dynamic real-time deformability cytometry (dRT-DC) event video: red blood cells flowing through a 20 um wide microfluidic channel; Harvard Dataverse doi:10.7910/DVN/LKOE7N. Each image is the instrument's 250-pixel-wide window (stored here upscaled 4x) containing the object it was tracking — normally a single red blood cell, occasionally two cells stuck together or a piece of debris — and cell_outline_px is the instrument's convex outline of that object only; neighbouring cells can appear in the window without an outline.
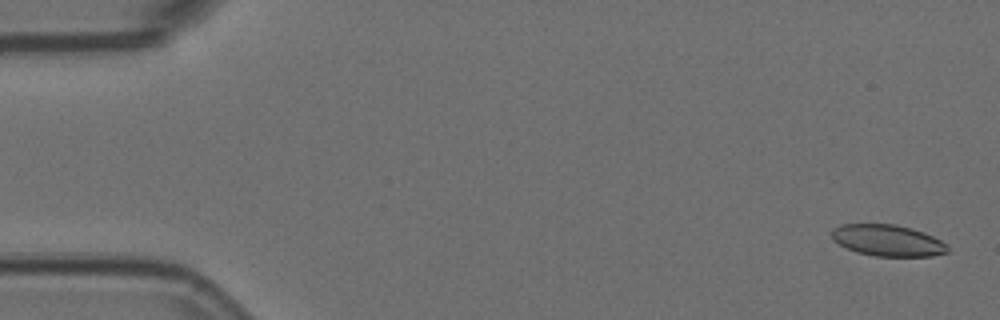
{"species": "Egyptian fruit bat (a non-hibernating species)", "species_latin": "Rousettus aegyptiacus", "temperature_condition": "room temperature", "stored_images_in_passage": 5, "camera_frame_rate_fps": 3000, "um_per_image_px": 0.085, "animal": {"sex": "female"}, "frame": {"image": 1, "passage_image": 1, "time_ms": 0.0, "image_size_px": [1000, 320], "cell_outline_px": [[948, 252], [932, 256], [876, 256], [856, 252], [832, 240], [832, 228], [840, 224], [896, 224], [912, 228], [924, 232], [948, 244]], "centroid_in_image_um": [75.46, 20.43], "position_along_channel_um": 9.5, "area_um2": 21.27}}
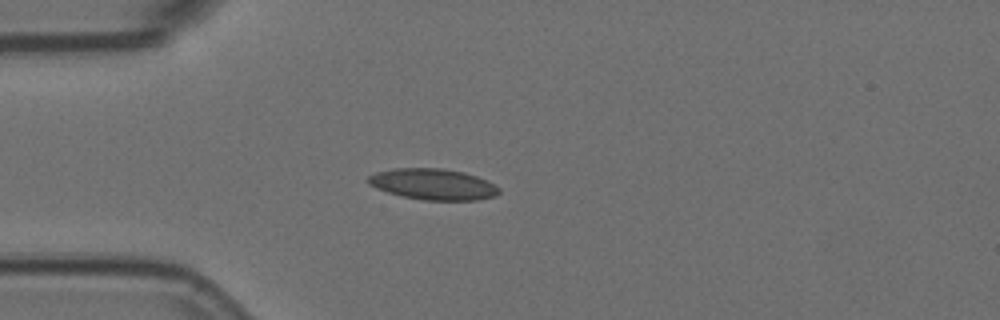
{"frame": {"image": 2, "passage_image": 4, "time_ms": 1.0, "image_size_px": [1000, 320], "cell_outline_px": [[500, 192], [496, 196], [476, 200], [424, 200], [404, 196], [388, 192], [376, 188], [368, 184], [364, 180], [368, 176], [376, 172], [392, 168], [444, 168], [464, 172], [488, 180], [500, 188]], "centroid_in_image_um": [36.81, 15.65], "position_along_channel_um": 48.2, "area_um2": 23.87}}